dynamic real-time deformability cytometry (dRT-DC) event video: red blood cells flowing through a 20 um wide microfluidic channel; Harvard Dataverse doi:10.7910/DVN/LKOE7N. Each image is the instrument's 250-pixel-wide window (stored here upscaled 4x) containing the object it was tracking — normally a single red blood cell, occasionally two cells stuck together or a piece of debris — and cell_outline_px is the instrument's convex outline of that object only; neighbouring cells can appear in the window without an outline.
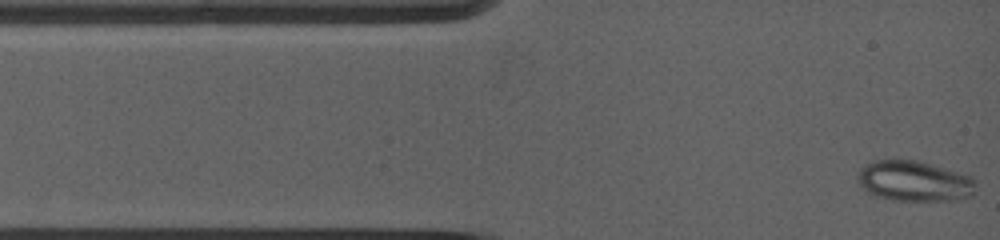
{"species": "common noctule bat (a hibernating species)", "species_latin": "Nyctalus noctula", "temperature_condition": "warm", "stored_images_in_passage": 67, "camera_frame_rate_fps": 5000, "um_per_image_px": 0.085, "animal": {"sex": "female", "body_mass_g": 19.0, "forearm_length_mm": 53.3}, "frame": {"image": 1, "passage_image": 1, "time_ms": 0.0, "image_size_px": [1000, 240], "cell_outline_px": [[976, 184], [972, 196], [956, 200], [892, 200], [876, 196], [868, 192], [860, 184], [860, 168], [872, 160], [896, 156], [920, 160], [972, 176]], "centroid_in_image_um": [77.72, 15.34], "position_along_channel_um": 7.3, "area_um2": 28.5}}
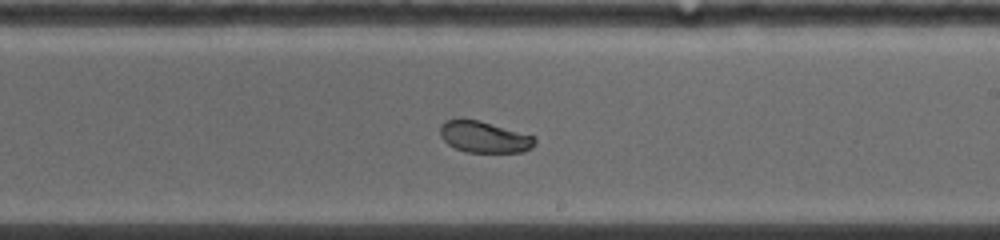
{"frame": {"image": 2, "passage_image": 47, "time_ms": 7.4, "image_size_px": [1000, 240], "cell_outline_px": [[536, 144], [532, 148], [524, 152], [464, 152], [448, 144], [440, 136], [440, 124], [444, 120], [480, 120], [532, 136], [536, 140]], "centroid_in_image_um": [41.15, 11.66], "position_along_channel_um": 247.9, "area_um2": 17.17}}
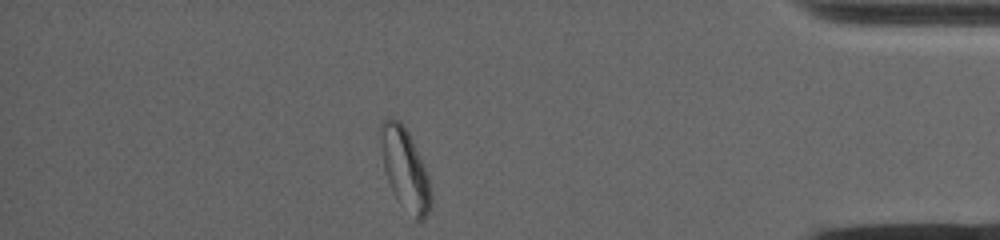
{"frame": {"image": 3, "passage_image": 67, "time_ms": 12.4, "image_size_px": [1000, 240], "cell_outline_px": [[432, 208], [424, 220], [416, 220], [392, 192], [388, 184], [384, 168], [380, 144], [380, 124], [388, 116], [400, 120], [408, 132], [428, 172], [432, 196]], "centroid_in_image_um": [34.44, 14.36], "position_along_channel_um": 400.8, "area_um2": 24.1}}